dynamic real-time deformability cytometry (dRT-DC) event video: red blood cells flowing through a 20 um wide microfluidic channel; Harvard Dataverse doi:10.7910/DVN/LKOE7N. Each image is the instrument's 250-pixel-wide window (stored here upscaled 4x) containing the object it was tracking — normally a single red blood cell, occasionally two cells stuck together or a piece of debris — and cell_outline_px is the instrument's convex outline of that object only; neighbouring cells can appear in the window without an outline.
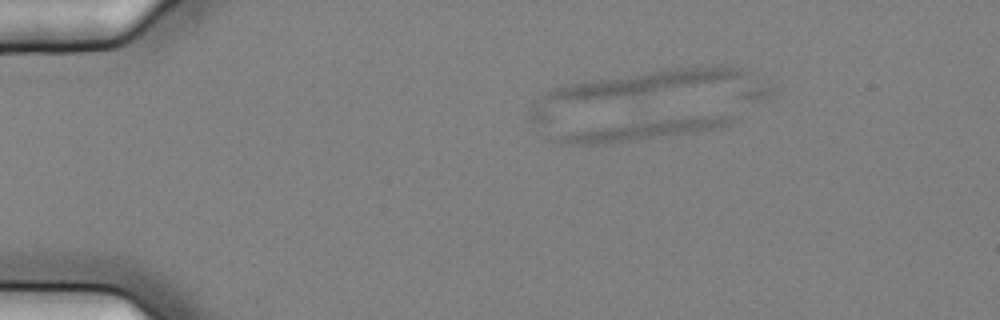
{"species": "common noctule bat (a hibernating species)", "species_latin": "Nyctalus noctula", "temperature_condition": "cold", "stored_images_in_passage": 7, "segment_of_instrument_passage": [1, 2], "camera_frame_rate_fps": 3000, "um_per_image_px": 0.085, "animal": {"sex": "female", "body_mass_g": 25.1}, "frame": {"image": 1, "passage_image": 1, "time_ms": 0.0, "image_size_px": [1000, 320], "cell_outline_px": [[740, 116], [736, 120], [720, 128], [696, 132], [604, 144], [560, 144], [552, 140], [548, 136], [628, 124], [692, 116]], "centroid_in_image_um": [54.78, 11.07], "position_along_channel_um": 30.2, "area_um2": 19.13}}